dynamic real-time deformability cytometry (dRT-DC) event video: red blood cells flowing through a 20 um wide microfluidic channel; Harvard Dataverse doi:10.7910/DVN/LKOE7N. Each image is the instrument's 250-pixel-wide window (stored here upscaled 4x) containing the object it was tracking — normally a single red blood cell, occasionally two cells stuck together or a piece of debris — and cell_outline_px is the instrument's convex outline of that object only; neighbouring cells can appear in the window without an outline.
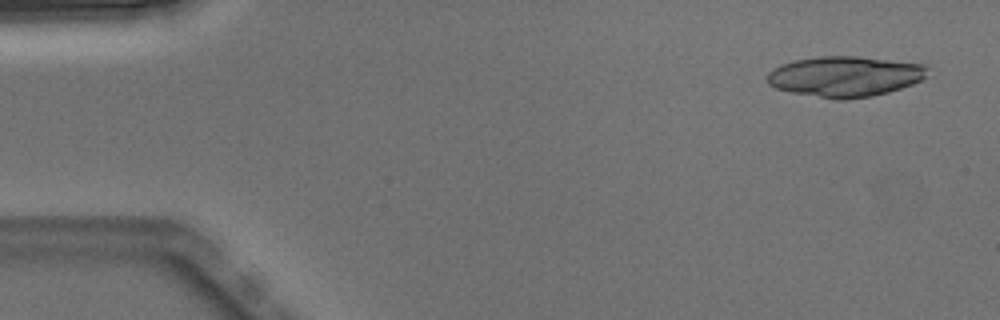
{"species": "Egyptian fruit bat (a non-hibernating species)", "species_latin": "Rousettus aegyptiacus", "temperature_condition": "warm", "stored_images_in_passage": 4, "camera_frame_rate_fps": 3000, "um_per_image_px": 0.085, "animal": {"sex": "male"}, "frame": {"image": 1, "passage_image": 1, "time_ms": 0.0, "image_size_px": [1000, 320], "cell_outline_px": [[928, 68], [924, 76], [920, 80], [912, 84], [888, 92], [872, 96], [844, 100], [836, 100], [792, 92], [776, 88], [768, 84], [768, 72], [780, 64], [792, 60], [820, 56], [856, 56], [928, 64]], "centroid_in_image_um": [71.81, 6.49], "position_along_channel_um": 13.2, "area_um2": 37.92}}
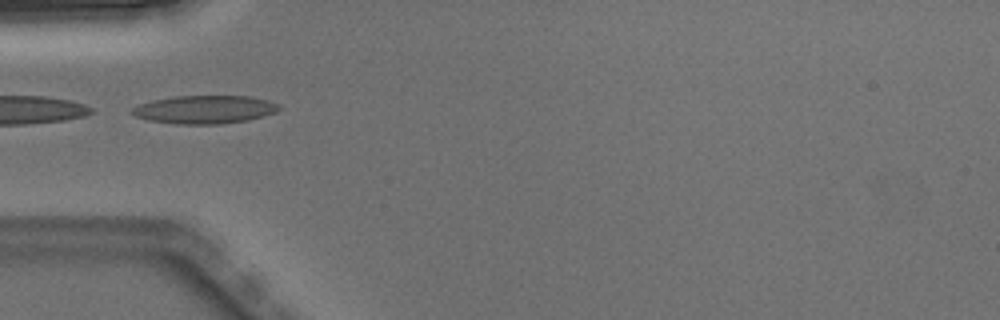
{"frame": {"image": 2, "passage_image": 4, "time_ms": 1.0, "image_size_px": [1000, 320], "cell_outline_px": [[280, 108], [276, 112], [264, 116], [248, 120], [220, 124], [176, 124], [148, 120], [136, 116], [132, 112], [132, 108], [140, 104], [152, 100], [176, 96], [248, 96], [268, 100], [280, 104]], "centroid_in_image_um": [17.43, 9.31], "position_along_channel_um": 67.6, "area_um2": 24.1}}